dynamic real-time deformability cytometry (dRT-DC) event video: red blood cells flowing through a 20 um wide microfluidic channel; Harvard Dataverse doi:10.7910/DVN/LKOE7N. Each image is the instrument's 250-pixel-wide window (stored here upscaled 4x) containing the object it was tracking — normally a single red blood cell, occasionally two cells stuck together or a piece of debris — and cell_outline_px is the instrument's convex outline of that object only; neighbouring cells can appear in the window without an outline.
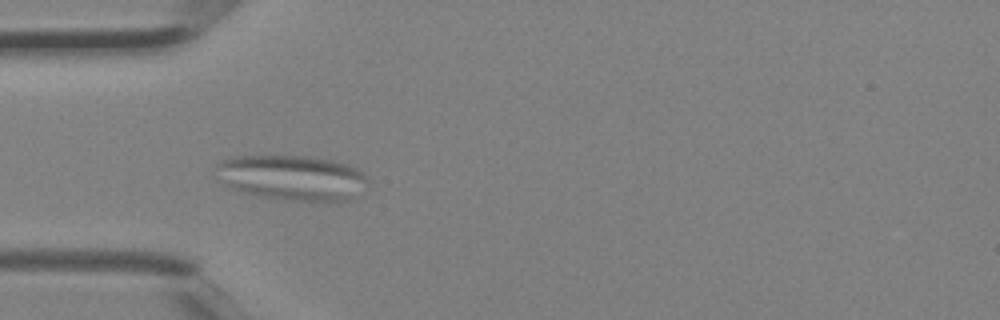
{"species": "Egyptian fruit bat (a non-hibernating species)", "species_latin": "Rousettus aegyptiacus", "temperature_condition": "room temperature", "stored_images_in_passage": 5, "camera_frame_rate_fps": 3000, "um_per_image_px": 0.085, "animal": {"sex": "female"}, "frame": {"image": 1, "passage_image": 5, "time_ms": 1.333, "image_size_px": [1000, 320], "cell_outline_px": [[368, 180], [348, 200], [332, 204], [284, 200], [240, 192], [224, 184], [212, 172], [216, 164], [220, 160], [232, 156], [308, 156], [332, 160], [348, 164], [364, 172]], "centroid_in_image_um": [24.77, 15.12], "position_along_channel_um": 60.2, "area_um2": 40.81}}